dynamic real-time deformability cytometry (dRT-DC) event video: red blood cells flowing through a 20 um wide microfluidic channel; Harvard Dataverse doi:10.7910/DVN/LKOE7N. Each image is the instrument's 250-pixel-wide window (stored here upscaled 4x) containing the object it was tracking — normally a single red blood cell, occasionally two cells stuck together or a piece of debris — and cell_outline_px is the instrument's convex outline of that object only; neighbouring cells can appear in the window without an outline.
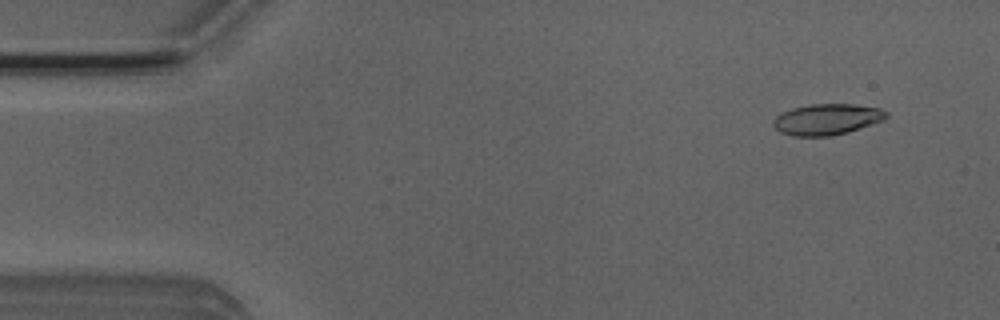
{"species": "Egyptian fruit bat (a non-hibernating species)", "species_latin": "Rousettus aegyptiacus", "temperature_condition": "room temperature", "stored_images_in_passage": 51, "camera_frame_rate_fps": 3000, "um_per_image_px": 0.085, "animal": {"sex": "male"}, "frame": {"image": 1, "passage_image": 4, "time_ms": 1.0, "image_size_px": [1000, 320], "cell_outline_px": [[888, 116], [884, 120], [848, 132], [832, 136], [792, 136], [780, 132], [772, 124], [772, 120], [776, 116], [792, 108], [808, 104], [852, 104], [880, 108], [888, 112]], "centroid_in_image_um": [70.29, 10.14], "position_along_channel_um": 14.7, "area_um2": 20.52}}
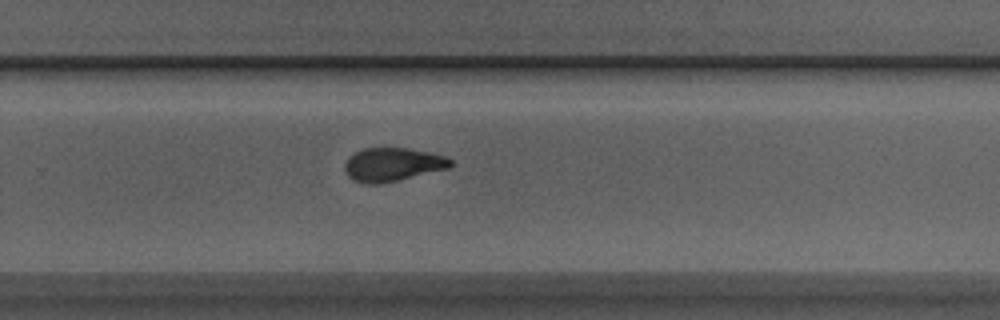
{"frame": {"image": 2, "passage_image": 33, "time_ms": 10.667, "image_size_px": [1000, 320], "cell_outline_px": [[452, 164], [448, 168], [380, 184], [368, 184], [352, 180], [344, 172], [344, 164], [348, 156], [352, 152], [364, 148], [408, 148], [432, 152], [448, 156], [452, 160]], "centroid_in_image_um": [33.34, 13.97], "position_along_channel_um": 296.5, "area_um2": 20.92}}
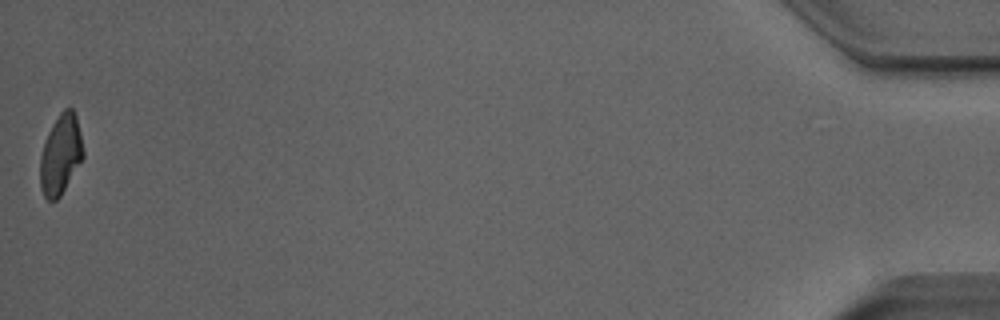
{"frame": {"image": 3, "passage_image": 51, "time_ms": 16.667, "image_size_px": [1000, 320], "cell_outline_px": [[84, 156], [60, 196], [56, 200], [48, 200], [44, 196], [40, 188], [40, 156], [48, 132], [52, 124], [60, 112], [64, 108], [72, 108], [76, 116], [80, 132], [84, 152]], "centroid_in_image_um": [5.15, 13.13], "position_along_channel_um": 430.1, "area_um2": 19.88}, "authors_computed_cell_mechanics": {"area_um2": 20.7502, "velocity_mm_per_s": 3.9651, "shape_relaxation_time_tau1_ms": 4.7947, "shape_relaxation_time_tau2_ms": 2.1287, "deformation_change_tau1": 0.1639, "deformation_change_tau2": 0.0915}}